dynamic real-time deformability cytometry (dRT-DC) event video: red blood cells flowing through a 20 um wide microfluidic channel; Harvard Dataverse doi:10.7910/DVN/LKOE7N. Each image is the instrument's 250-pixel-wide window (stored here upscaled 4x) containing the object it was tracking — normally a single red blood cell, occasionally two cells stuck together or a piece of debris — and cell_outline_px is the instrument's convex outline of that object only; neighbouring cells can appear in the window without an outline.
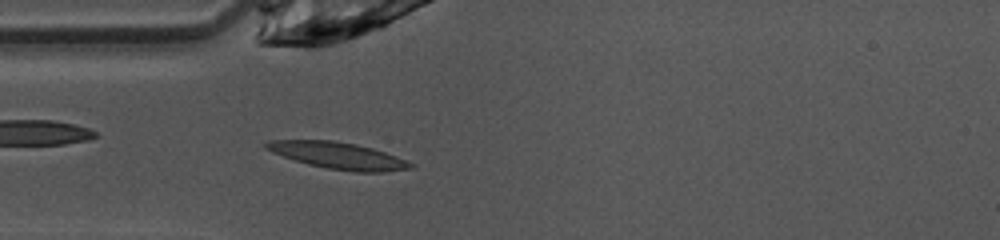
{"species": "common noctule bat (a hibernating species)", "species_latin": "Nyctalus noctula", "temperature_condition": "warm", "stored_images_in_passage": 36, "camera_frame_rate_fps": 3000, "um_per_image_px": 0.085, "animal": {"sex": "female", "body_mass_g": 10.0, "forearm_length_mm": 53.1}, "frame": {"image": 1, "passage_image": 2, "time_ms": 0.333, "image_size_px": [1000, 240], "cell_outline_px": [[416, 164], [412, 168], [380, 172], [356, 172], [328, 168], [308, 164], [272, 152], [264, 148], [264, 144], [268, 140], [332, 140], [356, 144], [372, 148], [396, 156]], "centroid_in_image_um": [28.75, 13.22], "position_along_channel_um": 56.3, "area_um2": 22.25}}
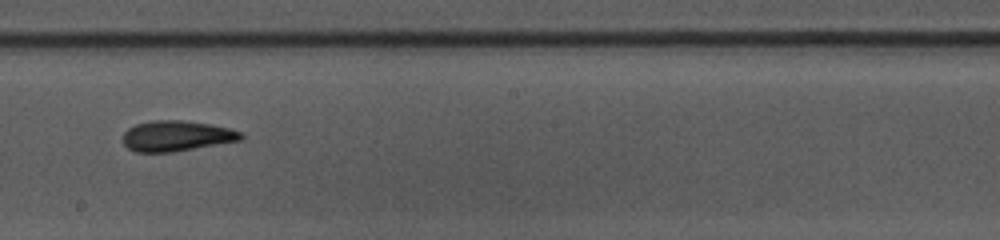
{"frame": {"image": 2, "passage_image": 15, "time_ms": 4.667, "image_size_px": [1000, 240], "cell_outline_px": [[244, 136], [240, 140], [172, 152], [136, 152], [128, 148], [124, 144], [124, 132], [128, 128], [136, 124], [152, 120], [180, 120], [212, 124], [244, 132]], "centroid_in_image_um": [15.01, 11.55], "position_along_channel_um": 233.2, "area_um2": 20.92}}
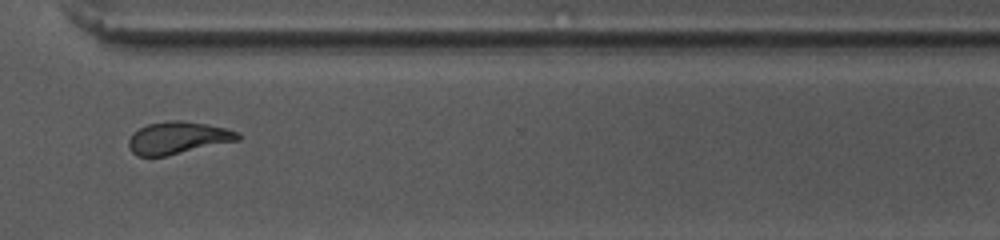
{"frame": {"image": 3, "passage_image": 24, "time_ms": 7.667, "image_size_px": [1000, 240], "cell_outline_px": [[240, 140], [168, 156], [136, 156], [132, 152], [128, 144], [128, 140], [132, 132], [148, 124], [168, 120], [180, 120], [228, 128], [236, 132], [240, 136]], "centroid_in_image_um": [15.1, 11.72], "position_along_channel_um": 355.5, "area_um2": 20.63}, "authors_computed_cell_mechanics": {"area_um2": 20.9236, "velocity_mm_per_s": 4.0878, "shape_relaxation_time_tau1_ms": 7.8354, "shape_relaxation_time_tau2_ms": 2.3275, "deformation_change_tau1": 0.2507, "deformation_change_tau2": 0.1009}}